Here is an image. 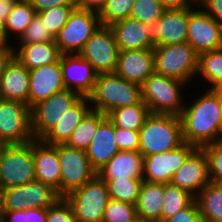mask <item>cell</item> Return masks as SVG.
<instances>
[{
	"instance_id": "obj_47",
	"label": "cell",
	"mask_w": 222,
	"mask_h": 222,
	"mask_svg": "<svg viewBox=\"0 0 222 222\" xmlns=\"http://www.w3.org/2000/svg\"><path fill=\"white\" fill-rule=\"evenodd\" d=\"M36 13L54 8L56 6H77L76 0H27Z\"/></svg>"
},
{
	"instance_id": "obj_26",
	"label": "cell",
	"mask_w": 222,
	"mask_h": 222,
	"mask_svg": "<svg viewBox=\"0 0 222 222\" xmlns=\"http://www.w3.org/2000/svg\"><path fill=\"white\" fill-rule=\"evenodd\" d=\"M88 102L90 103L88 97H82L67 111L66 115L41 138V140L49 145L64 144L76 126L92 109L88 107Z\"/></svg>"
},
{
	"instance_id": "obj_28",
	"label": "cell",
	"mask_w": 222,
	"mask_h": 222,
	"mask_svg": "<svg viewBox=\"0 0 222 222\" xmlns=\"http://www.w3.org/2000/svg\"><path fill=\"white\" fill-rule=\"evenodd\" d=\"M164 184L143 181L136 203L137 216L161 222Z\"/></svg>"
},
{
	"instance_id": "obj_52",
	"label": "cell",
	"mask_w": 222,
	"mask_h": 222,
	"mask_svg": "<svg viewBox=\"0 0 222 222\" xmlns=\"http://www.w3.org/2000/svg\"><path fill=\"white\" fill-rule=\"evenodd\" d=\"M6 45V33L4 29V22L0 20V46Z\"/></svg>"
},
{
	"instance_id": "obj_24",
	"label": "cell",
	"mask_w": 222,
	"mask_h": 222,
	"mask_svg": "<svg viewBox=\"0 0 222 222\" xmlns=\"http://www.w3.org/2000/svg\"><path fill=\"white\" fill-rule=\"evenodd\" d=\"M144 156L140 151H119L98 172L101 179L142 178Z\"/></svg>"
},
{
	"instance_id": "obj_15",
	"label": "cell",
	"mask_w": 222,
	"mask_h": 222,
	"mask_svg": "<svg viewBox=\"0 0 222 222\" xmlns=\"http://www.w3.org/2000/svg\"><path fill=\"white\" fill-rule=\"evenodd\" d=\"M195 149L194 145L184 142L174 150L144 156L143 181L170 183L174 173Z\"/></svg>"
},
{
	"instance_id": "obj_8",
	"label": "cell",
	"mask_w": 222,
	"mask_h": 222,
	"mask_svg": "<svg viewBox=\"0 0 222 222\" xmlns=\"http://www.w3.org/2000/svg\"><path fill=\"white\" fill-rule=\"evenodd\" d=\"M60 196L51 186L34 180L0 190V211H17L30 208L47 209Z\"/></svg>"
},
{
	"instance_id": "obj_4",
	"label": "cell",
	"mask_w": 222,
	"mask_h": 222,
	"mask_svg": "<svg viewBox=\"0 0 222 222\" xmlns=\"http://www.w3.org/2000/svg\"><path fill=\"white\" fill-rule=\"evenodd\" d=\"M180 85L185 82L154 72L141 85L142 100L151 113L180 116L186 106L181 99Z\"/></svg>"
},
{
	"instance_id": "obj_44",
	"label": "cell",
	"mask_w": 222,
	"mask_h": 222,
	"mask_svg": "<svg viewBox=\"0 0 222 222\" xmlns=\"http://www.w3.org/2000/svg\"><path fill=\"white\" fill-rule=\"evenodd\" d=\"M114 137L120 151H139V131L115 127Z\"/></svg>"
},
{
	"instance_id": "obj_33",
	"label": "cell",
	"mask_w": 222,
	"mask_h": 222,
	"mask_svg": "<svg viewBox=\"0 0 222 222\" xmlns=\"http://www.w3.org/2000/svg\"><path fill=\"white\" fill-rule=\"evenodd\" d=\"M35 9L27 0H18L13 7L12 11L7 16L4 22V29L6 33V45H8V32H15L19 38L24 33L26 28L32 22V19L36 15ZM10 30V31H9Z\"/></svg>"
},
{
	"instance_id": "obj_45",
	"label": "cell",
	"mask_w": 222,
	"mask_h": 222,
	"mask_svg": "<svg viewBox=\"0 0 222 222\" xmlns=\"http://www.w3.org/2000/svg\"><path fill=\"white\" fill-rule=\"evenodd\" d=\"M162 222H204L201 213L199 212L198 205L194 201L186 209L179 211L175 216L167 218Z\"/></svg>"
},
{
	"instance_id": "obj_20",
	"label": "cell",
	"mask_w": 222,
	"mask_h": 222,
	"mask_svg": "<svg viewBox=\"0 0 222 222\" xmlns=\"http://www.w3.org/2000/svg\"><path fill=\"white\" fill-rule=\"evenodd\" d=\"M154 72L153 49L119 51L115 73L120 77L141 86Z\"/></svg>"
},
{
	"instance_id": "obj_3",
	"label": "cell",
	"mask_w": 222,
	"mask_h": 222,
	"mask_svg": "<svg viewBox=\"0 0 222 222\" xmlns=\"http://www.w3.org/2000/svg\"><path fill=\"white\" fill-rule=\"evenodd\" d=\"M88 98L91 104H95L92 110L107 116L116 108L138 104L142 100L141 86L116 73H100Z\"/></svg>"
},
{
	"instance_id": "obj_18",
	"label": "cell",
	"mask_w": 222,
	"mask_h": 222,
	"mask_svg": "<svg viewBox=\"0 0 222 222\" xmlns=\"http://www.w3.org/2000/svg\"><path fill=\"white\" fill-rule=\"evenodd\" d=\"M63 81L66 89L88 97L94 90L98 73L80 54L61 55Z\"/></svg>"
},
{
	"instance_id": "obj_34",
	"label": "cell",
	"mask_w": 222,
	"mask_h": 222,
	"mask_svg": "<svg viewBox=\"0 0 222 222\" xmlns=\"http://www.w3.org/2000/svg\"><path fill=\"white\" fill-rule=\"evenodd\" d=\"M102 180L106 182L110 199L136 205L143 184L142 178Z\"/></svg>"
},
{
	"instance_id": "obj_10",
	"label": "cell",
	"mask_w": 222,
	"mask_h": 222,
	"mask_svg": "<svg viewBox=\"0 0 222 222\" xmlns=\"http://www.w3.org/2000/svg\"><path fill=\"white\" fill-rule=\"evenodd\" d=\"M82 96L69 89H63L48 99L31 107V132L34 139H41Z\"/></svg>"
},
{
	"instance_id": "obj_27",
	"label": "cell",
	"mask_w": 222,
	"mask_h": 222,
	"mask_svg": "<svg viewBox=\"0 0 222 222\" xmlns=\"http://www.w3.org/2000/svg\"><path fill=\"white\" fill-rule=\"evenodd\" d=\"M61 52L55 43L43 42L29 45H21L19 50H15L14 57L28 70L40 66L58 62Z\"/></svg>"
},
{
	"instance_id": "obj_56",
	"label": "cell",
	"mask_w": 222,
	"mask_h": 222,
	"mask_svg": "<svg viewBox=\"0 0 222 222\" xmlns=\"http://www.w3.org/2000/svg\"><path fill=\"white\" fill-rule=\"evenodd\" d=\"M0 222H5V220L1 214H0Z\"/></svg>"
},
{
	"instance_id": "obj_22",
	"label": "cell",
	"mask_w": 222,
	"mask_h": 222,
	"mask_svg": "<svg viewBox=\"0 0 222 222\" xmlns=\"http://www.w3.org/2000/svg\"><path fill=\"white\" fill-rule=\"evenodd\" d=\"M115 126L106 116L85 150L91 166L98 172L120 150L115 142Z\"/></svg>"
},
{
	"instance_id": "obj_6",
	"label": "cell",
	"mask_w": 222,
	"mask_h": 222,
	"mask_svg": "<svg viewBox=\"0 0 222 222\" xmlns=\"http://www.w3.org/2000/svg\"><path fill=\"white\" fill-rule=\"evenodd\" d=\"M36 180L33 140L4 145L0 162V190Z\"/></svg>"
},
{
	"instance_id": "obj_29",
	"label": "cell",
	"mask_w": 222,
	"mask_h": 222,
	"mask_svg": "<svg viewBox=\"0 0 222 222\" xmlns=\"http://www.w3.org/2000/svg\"><path fill=\"white\" fill-rule=\"evenodd\" d=\"M195 201L204 222H222V185L210 182L195 196Z\"/></svg>"
},
{
	"instance_id": "obj_14",
	"label": "cell",
	"mask_w": 222,
	"mask_h": 222,
	"mask_svg": "<svg viewBox=\"0 0 222 222\" xmlns=\"http://www.w3.org/2000/svg\"><path fill=\"white\" fill-rule=\"evenodd\" d=\"M189 6L187 41L198 55L222 48V26L201 7ZM201 8V9H200Z\"/></svg>"
},
{
	"instance_id": "obj_41",
	"label": "cell",
	"mask_w": 222,
	"mask_h": 222,
	"mask_svg": "<svg viewBox=\"0 0 222 222\" xmlns=\"http://www.w3.org/2000/svg\"><path fill=\"white\" fill-rule=\"evenodd\" d=\"M208 158L210 181L222 185V141L202 147Z\"/></svg>"
},
{
	"instance_id": "obj_54",
	"label": "cell",
	"mask_w": 222,
	"mask_h": 222,
	"mask_svg": "<svg viewBox=\"0 0 222 222\" xmlns=\"http://www.w3.org/2000/svg\"><path fill=\"white\" fill-rule=\"evenodd\" d=\"M218 95L220 96V102H221V128H222V87L218 88Z\"/></svg>"
},
{
	"instance_id": "obj_25",
	"label": "cell",
	"mask_w": 222,
	"mask_h": 222,
	"mask_svg": "<svg viewBox=\"0 0 222 222\" xmlns=\"http://www.w3.org/2000/svg\"><path fill=\"white\" fill-rule=\"evenodd\" d=\"M29 71L14 57L0 79V98L28 104Z\"/></svg>"
},
{
	"instance_id": "obj_42",
	"label": "cell",
	"mask_w": 222,
	"mask_h": 222,
	"mask_svg": "<svg viewBox=\"0 0 222 222\" xmlns=\"http://www.w3.org/2000/svg\"><path fill=\"white\" fill-rule=\"evenodd\" d=\"M46 222H78L74 211L65 197H60L46 209Z\"/></svg>"
},
{
	"instance_id": "obj_23",
	"label": "cell",
	"mask_w": 222,
	"mask_h": 222,
	"mask_svg": "<svg viewBox=\"0 0 222 222\" xmlns=\"http://www.w3.org/2000/svg\"><path fill=\"white\" fill-rule=\"evenodd\" d=\"M119 50L153 49L148 24L130 17L110 25Z\"/></svg>"
},
{
	"instance_id": "obj_36",
	"label": "cell",
	"mask_w": 222,
	"mask_h": 222,
	"mask_svg": "<svg viewBox=\"0 0 222 222\" xmlns=\"http://www.w3.org/2000/svg\"><path fill=\"white\" fill-rule=\"evenodd\" d=\"M135 0H106L98 13L101 25L110 26L130 17Z\"/></svg>"
},
{
	"instance_id": "obj_21",
	"label": "cell",
	"mask_w": 222,
	"mask_h": 222,
	"mask_svg": "<svg viewBox=\"0 0 222 222\" xmlns=\"http://www.w3.org/2000/svg\"><path fill=\"white\" fill-rule=\"evenodd\" d=\"M33 160L36 180L51 186L60 196V162L57 144L49 145L33 139Z\"/></svg>"
},
{
	"instance_id": "obj_46",
	"label": "cell",
	"mask_w": 222,
	"mask_h": 222,
	"mask_svg": "<svg viewBox=\"0 0 222 222\" xmlns=\"http://www.w3.org/2000/svg\"><path fill=\"white\" fill-rule=\"evenodd\" d=\"M196 3L222 26V0H197Z\"/></svg>"
},
{
	"instance_id": "obj_11",
	"label": "cell",
	"mask_w": 222,
	"mask_h": 222,
	"mask_svg": "<svg viewBox=\"0 0 222 222\" xmlns=\"http://www.w3.org/2000/svg\"><path fill=\"white\" fill-rule=\"evenodd\" d=\"M100 25L97 12L75 8L67 23L55 36V43L61 54H79Z\"/></svg>"
},
{
	"instance_id": "obj_13",
	"label": "cell",
	"mask_w": 222,
	"mask_h": 222,
	"mask_svg": "<svg viewBox=\"0 0 222 222\" xmlns=\"http://www.w3.org/2000/svg\"><path fill=\"white\" fill-rule=\"evenodd\" d=\"M119 51L112 28L100 25L79 54L94 67L98 74L115 73Z\"/></svg>"
},
{
	"instance_id": "obj_51",
	"label": "cell",
	"mask_w": 222,
	"mask_h": 222,
	"mask_svg": "<svg viewBox=\"0 0 222 222\" xmlns=\"http://www.w3.org/2000/svg\"><path fill=\"white\" fill-rule=\"evenodd\" d=\"M18 0H0V20L5 22Z\"/></svg>"
},
{
	"instance_id": "obj_50",
	"label": "cell",
	"mask_w": 222,
	"mask_h": 222,
	"mask_svg": "<svg viewBox=\"0 0 222 222\" xmlns=\"http://www.w3.org/2000/svg\"><path fill=\"white\" fill-rule=\"evenodd\" d=\"M160 3L166 8V9H171V8H185L192 3L197 2V0H159Z\"/></svg>"
},
{
	"instance_id": "obj_43",
	"label": "cell",
	"mask_w": 222,
	"mask_h": 222,
	"mask_svg": "<svg viewBox=\"0 0 222 222\" xmlns=\"http://www.w3.org/2000/svg\"><path fill=\"white\" fill-rule=\"evenodd\" d=\"M5 222H46V209L30 208L17 211H0Z\"/></svg>"
},
{
	"instance_id": "obj_35",
	"label": "cell",
	"mask_w": 222,
	"mask_h": 222,
	"mask_svg": "<svg viewBox=\"0 0 222 222\" xmlns=\"http://www.w3.org/2000/svg\"><path fill=\"white\" fill-rule=\"evenodd\" d=\"M197 73L213 84L211 89L222 87V48L198 55Z\"/></svg>"
},
{
	"instance_id": "obj_32",
	"label": "cell",
	"mask_w": 222,
	"mask_h": 222,
	"mask_svg": "<svg viewBox=\"0 0 222 222\" xmlns=\"http://www.w3.org/2000/svg\"><path fill=\"white\" fill-rule=\"evenodd\" d=\"M161 208V222L175 216L179 211L189 207L195 196L171 183L164 184V197Z\"/></svg>"
},
{
	"instance_id": "obj_38",
	"label": "cell",
	"mask_w": 222,
	"mask_h": 222,
	"mask_svg": "<svg viewBox=\"0 0 222 222\" xmlns=\"http://www.w3.org/2000/svg\"><path fill=\"white\" fill-rule=\"evenodd\" d=\"M77 6H56L54 8L37 13L45 26L55 37L67 23L70 14Z\"/></svg>"
},
{
	"instance_id": "obj_2",
	"label": "cell",
	"mask_w": 222,
	"mask_h": 222,
	"mask_svg": "<svg viewBox=\"0 0 222 222\" xmlns=\"http://www.w3.org/2000/svg\"><path fill=\"white\" fill-rule=\"evenodd\" d=\"M184 143L180 116L151 113L139 130V151L143 156L166 152Z\"/></svg>"
},
{
	"instance_id": "obj_12",
	"label": "cell",
	"mask_w": 222,
	"mask_h": 222,
	"mask_svg": "<svg viewBox=\"0 0 222 222\" xmlns=\"http://www.w3.org/2000/svg\"><path fill=\"white\" fill-rule=\"evenodd\" d=\"M30 113L27 103L0 98V143H30L34 139Z\"/></svg>"
},
{
	"instance_id": "obj_30",
	"label": "cell",
	"mask_w": 222,
	"mask_h": 222,
	"mask_svg": "<svg viewBox=\"0 0 222 222\" xmlns=\"http://www.w3.org/2000/svg\"><path fill=\"white\" fill-rule=\"evenodd\" d=\"M151 114L146 103L141 100L138 104L116 108L107 117L115 127L139 131Z\"/></svg>"
},
{
	"instance_id": "obj_49",
	"label": "cell",
	"mask_w": 222,
	"mask_h": 222,
	"mask_svg": "<svg viewBox=\"0 0 222 222\" xmlns=\"http://www.w3.org/2000/svg\"><path fill=\"white\" fill-rule=\"evenodd\" d=\"M106 0H76L77 8L99 13Z\"/></svg>"
},
{
	"instance_id": "obj_5",
	"label": "cell",
	"mask_w": 222,
	"mask_h": 222,
	"mask_svg": "<svg viewBox=\"0 0 222 222\" xmlns=\"http://www.w3.org/2000/svg\"><path fill=\"white\" fill-rule=\"evenodd\" d=\"M153 53L155 73L185 83L197 75L198 54L188 42L154 46Z\"/></svg>"
},
{
	"instance_id": "obj_31",
	"label": "cell",
	"mask_w": 222,
	"mask_h": 222,
	"mask_svg": "<svg viewBox=\"0 0 222 222\" xmlns=\"http://www.w3.org/2000/svg\"><path fill=\"white\" fill-rule=\"evenodd\" d=\"M105 117V114L91 109L64 144L71 148L86 150L96 134L99 123Z\"/></svg>"
},
{
	"instance_id": "obj_16",
	"label": "cell",
	"mask_w": 222,
	"mask_h": 222,
	"mask_svg": "<svg viewBox=\"0 0 222 222\" xmlns=\"http://www.w3.org/2000/svg\"><path fill=\"white\" fill-rule=\"evenodd\" d=\"M189 6L166 9L156 22L148 24L155 46L174 45L187 41Z\"/></svg>"
},
{
	"instance_id": "obj_9",
	"label": "cell",
	"mask_w": 222,
	"mask_h": 222,
	"mask_svg": "<svg viewBox=\"0 0 222 222\" xmlns=\"http://www.w3.org/2000/svg\"><path fill=\"white\" fill-rule=\"evenodd\" d=\"M60 162V197L81 188L97 176L85 150L57 144Z\"/></svg>"
},
{
	"instance_id": "obj_40",
	"label": "cell",
	"mask_w": 222,
	"mask_h": 222,
	"mask_svg": "<svg viewBox=\"0 0 222 222\" xmlns=\"http://www.w3.org/2000/svg\"><path fill=\"white\" fill-rule=\"evenodd\" d=\"M20 40L22 45H29L33 43L53 42L55 41V37L45 26L40 16L36 14L30 25L20 36Z\"/></svg>"
},
{
	"instance_id": "obj_7",
	"label": "cell",
	"mask_w": 222,
	"mask_h": 222,
	"mask_svg": "<svg viewBox=\"0 0 222 222\" xmlns=\"http://www.w3.org/2000/svg\"><path fill=\"white\" fill-rule=\"evenodd\" d=\"M65 199L78 222H102L110 197L106 182L97 175L81 188L70 192Z\"/></svg>"
},
{
	"instance_id": "obj_39",
	"label": "cell",
	"mask_w": 222,
	"mask_h": 222,
	"mask_svg": "<svg viewBox=\"0 0 222 222\" xmlns=\"http://www.w3.org/2000/svg\"><path fill=\"white\" fill-rule=\"evenodd\" d=\"M137 216L136 205L110 199L102 222H131Z\"/></svg>"
},
{
	"instance_id": "obj_37",
	"label": "cell",
	"mask_w": 222,
	"mask_h": 222,
	"mask_svg": "<svg viewBox=\"0 0 222 222\" xmlns=\"http://www.w3.org/2000/svg\"><path fill=\"white\" fill-rule=\"evenodd\" d=\"M165 10L159 0H135L130 18L151 24L160 19Z\"/></svg>"
},
{
	"instance_id": "obj_19",
	"label": "cell",
	"mask_w": 222,
	"mask_h": 222,
	"mask_svg": "<svg viewBox=\"0 0 222 222\" xmlns=\"http://www.w3.org/2000/svg\"><path fill=\"white\" fill-rule=\"evenodd\" d=\"M65 89L61 58L58 62L37 67L29 71L28 106L48 99L56 92Z\"/></svg>"
},
{
	"instance_id": "obj_48",
	"label": "cell",
	"mask_w": 222,
	"mask_h": 222,
	"mask_svg": "<svg viewBox=\"0 0 222 222\" xmlns=\"http://www.w3.org/2000/svg\"><path fill=\"white\" fill-rule=\"evenodd\" d=\"M10 46L11 45L0 46V79L1 76L4 74L7 65L14 58L15 49Z\"/></svg>"
},
{
	"instance_id": "obj_53",
	"label": "cell",
	"mask_w": 222,
	"mask_h": 222,
	"mask_svg": "<svg viewBox=\"0 0 222 222\" xmlns=\"http://www.w3.org/2000/svg\"><path fill=\"white\" fill-rule=\"evenodd\" d=\"M131 222H158L152 219H146L139 216H136Z\"/></svg>"
},
{
	"instance_id": "obj_55",
	"label": "cell",
	"mask_w": 222,
	"mask_h": 222,
	"mask_svg": "<svg viewBox=\"0 0 222 222\" xmlns=\"http://www.w3.org/2000/svg\"><path fill=\"white\" fill-rule=\"evenodd\" d=\"M5 144L0 143V162H1V156H2V151H3V147Z\"/></svg>"
},
{
	"instance_id": "obj_17",
	"label": "cell",
	"mask_w": 222,
	"mask_h": 222,
	"mask_svg": "<svg viewBox=\"0 0 222 222\" xmlns=\"http://www.w3.org/2000/svg\"><path fill=\"white\" fill-rule=\"evenodd\" d=\"M210 182L208 158L202 148H196L187 157L170 181L172 185L190 192L193 196Z\"/></svg>"
},
{
	"instance_id": "obj_1",
	"label": "cell",
	"mask_w": 222,
	"mask_h": 222,
	"mask_svg": "<svg viewBox=\"0 0 222 222\" xmlns=\"http://www.w3.org/2000/svg\"><path fill=\"white\" fill-rule=\"evenodd\" d=\"M196 100L190 106L184 107L180 115L183 141L196 148L222 141L218 88H210Z\"/></svg>"
}]
</instances>
